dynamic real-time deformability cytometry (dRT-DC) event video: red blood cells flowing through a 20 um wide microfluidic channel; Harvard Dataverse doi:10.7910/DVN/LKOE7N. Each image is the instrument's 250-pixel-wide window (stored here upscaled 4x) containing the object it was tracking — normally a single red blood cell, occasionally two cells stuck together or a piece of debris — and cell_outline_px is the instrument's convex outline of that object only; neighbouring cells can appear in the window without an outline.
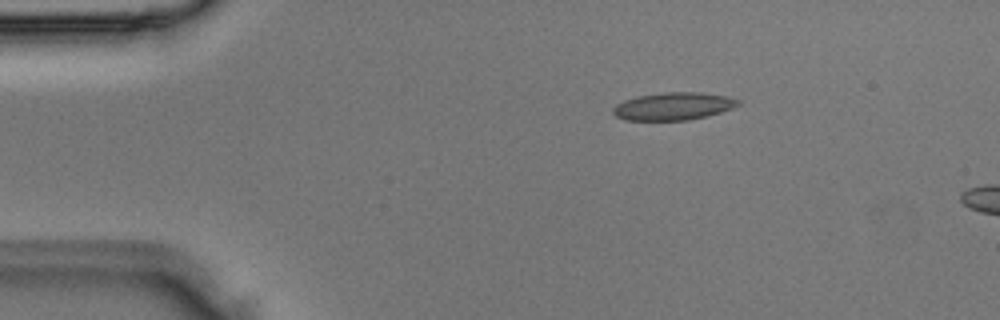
{"species": "Egyptian fruit bat (a non-hibernating species)", "species_latin": "Rousettus aegyptiacus", "temperature_condition": "room temperature", "stored_images_in_passage": 2, "camera_frame_rate_fps": 3000, "um_per_image_px": 0.085, "animal": {"sex": "male"}, "frame": {"image": 1, "passage_image": 1, "time_ms": 0.0, "image_size_px": [1000, 320], "cell_outline_px": [[740, 104], [732, 108], [708, 116], [688, 120], [624, 120], [616, 116], [612, 112], [612, 108], [616, 104], [624, 100], [636, 96], [664, 92], [704, 92], [728, 96], [740, 100]], "centroid_in_image_um": [57.23, 9.02], "position_along_channel_um": 27.8, "area_um2": 20.35}}